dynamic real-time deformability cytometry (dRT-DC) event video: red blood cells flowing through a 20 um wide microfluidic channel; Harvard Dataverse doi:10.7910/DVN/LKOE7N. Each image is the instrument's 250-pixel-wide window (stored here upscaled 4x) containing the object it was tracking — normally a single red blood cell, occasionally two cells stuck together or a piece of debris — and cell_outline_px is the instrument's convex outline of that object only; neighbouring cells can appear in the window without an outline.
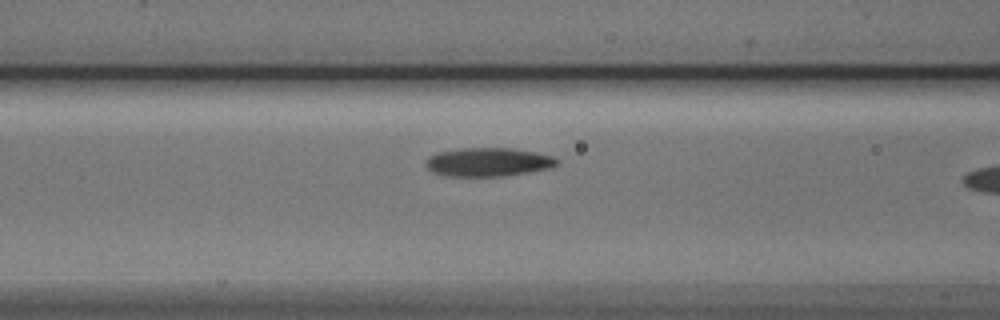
{"species": "Egyptian fruit bat (a non-hibernating species)", "species_latin": "Rousettus aegyptiacus", "temperature_condition": "cold", "stored_images_in_passage": 7, "camera_frame_rate_fps": 3000, "um_per_image_px": 0.085, "animal": {"sex": "male"}, "frame": {"image": 1, "passage_image": 6, "time_ms": 1.667, "image_size_px": [1000, 320], "cell_outline_px": [[560, 160], [552, 168], [504, 176], [444, 176], [432, 172], [424, 164], [424, 160], [428, 156], [436, 152], [460, 148], [512, 148], [536, 152], [552, 156]], "centroid_in_image_um": [41.45, 13.77], "position_along_channel_um": 125.1, "area_um2": 22.2}}